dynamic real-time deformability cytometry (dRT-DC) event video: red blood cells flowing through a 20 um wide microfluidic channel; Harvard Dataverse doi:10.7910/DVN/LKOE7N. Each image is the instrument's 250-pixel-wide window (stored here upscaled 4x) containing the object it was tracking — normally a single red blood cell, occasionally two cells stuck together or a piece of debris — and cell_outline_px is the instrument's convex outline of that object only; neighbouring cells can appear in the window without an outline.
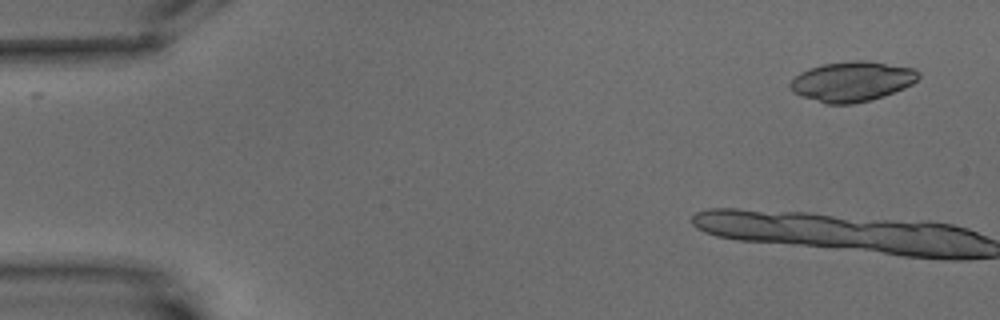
{"species": "common noctule bat (a hibernating species)", "species_latin": "Nyctalus noctula", "temperature_condition": "warm", "stored_images_in_passage": 12, "camera_frame_rate_fps": 3000, "um_per_image_px": 0.085, "animal": {"sex": "male", "body_mass_g": 15.6}, "frame": {"image": 1, "passage_image": 3, "time_ms": 0.667, "image_size_px": [1000, 320], "cell_outline_px": [[920, 76], [912, 84], [904, 88], [868, 100], [852, 104], [824, 104], [800, 96], [792, 92], [788, 88], [788, 84], [800, 72], [808, 68], [824, 64], [856, 60], [864, 60], [912, 68], [920, 72]], "centroid_in_image_um": [72.36, 6.93], "position_along_channel_um": 12.6, "area_um2": 29.77}}